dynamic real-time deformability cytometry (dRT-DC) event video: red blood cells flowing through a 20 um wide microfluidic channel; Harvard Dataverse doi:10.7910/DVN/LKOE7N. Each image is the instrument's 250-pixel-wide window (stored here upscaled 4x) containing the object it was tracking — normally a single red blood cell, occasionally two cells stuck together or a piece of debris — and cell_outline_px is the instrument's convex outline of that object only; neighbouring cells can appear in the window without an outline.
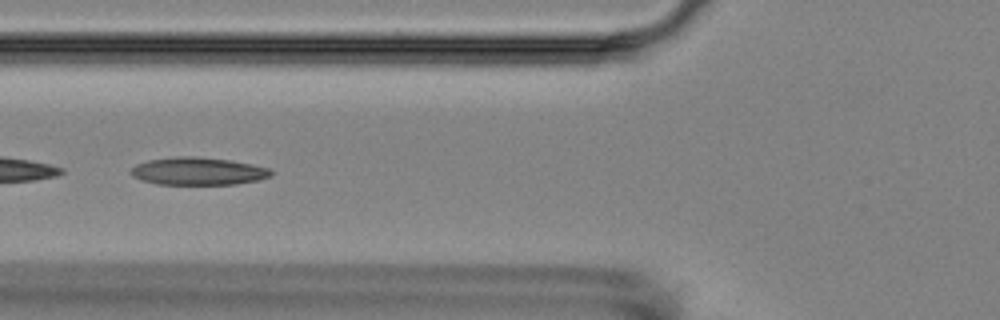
{"species": "Egyptian fruit bat (a non-hibernating species)", "species_latin": "Rousettus aegyptiacus", "temperature_condition": "room temperature", "stored_images_in_passage": 7, "camera_frame_rate_fps": 3000, "um_per_image_px": 0.085, "animal": {"sex": "female"}, "frame": {"image": 1, "passage_image": 6, "time_ms": 6.0, "image_size_px": [1000, 320], "cell_outline_px": [[272, 176], [260, 180], [236, 184], [156, 184], [140, 180], [132, 176], [128, 172], [136, 164], [148, 160], [176, 156], [196, 156], [228, 160], [252, 164], [268, 168], [272, 172]], "centroid_in_image_um": [16.81, 14.55], "position_along_channel_um": 109.0, "area_um2": 22.72}}